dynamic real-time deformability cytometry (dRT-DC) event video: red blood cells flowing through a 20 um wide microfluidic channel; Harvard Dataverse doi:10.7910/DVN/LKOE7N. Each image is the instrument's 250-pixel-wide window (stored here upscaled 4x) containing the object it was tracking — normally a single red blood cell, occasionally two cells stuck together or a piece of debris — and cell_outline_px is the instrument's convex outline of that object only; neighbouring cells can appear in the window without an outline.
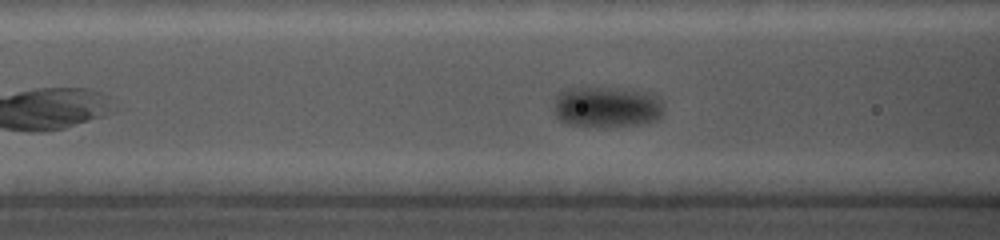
{"species": "common noctule bat (a hibernating species)", "species_latin": "Nyctalus noctula", "temperature_condition": "cold", "stored_images_in_passage": 32, "camera_frame_rate_fps": 5000, "um_per_image_px": 0.085, "animal": {"sex": "female", "body_mass_g": 19.0, "forearm_length_mm": 56.7}, "frame": {"image": 1, "passage_image": 8, "time_ms": 4.4, "image_size_px": [1000, 240], "cell_outline_px": [[664, 112], [656, 120], [640, 124], [604, 128], [564, 124], [556, 116], [556, 96], [564, 88], [584, 84], [628, 88], [648, 92], [656, 96]], "centroid_in_image_um": [51.53, 9.05], "position_along_channel_um": 115.1, "area_um2": 27.4}}
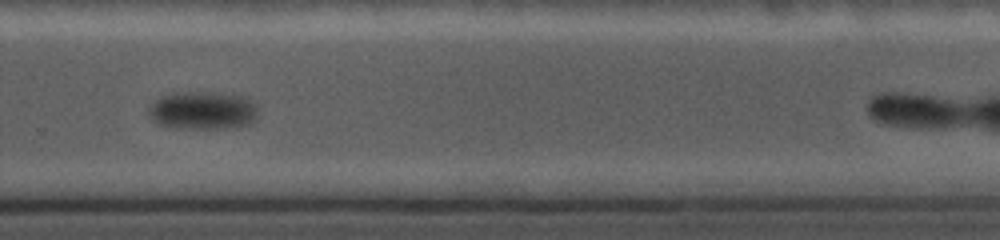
{"frame": {"image": 2, "passage_image": 23, "time_ms": 10.6, "image_size_px": [1000, 240], "cell_outline_px": [[256, 120], [248, 124], [220, 128], [184, 128], [160, 124], [148, 112], [148, 108], [156, 100], [164, 96], [176, 92], [212, 92], [240, 96], [256, 104]], "centroid_in_image_um": [17.25, 9.38], "position_along_channel_um": 312.5, "area_um2": 23.58}}
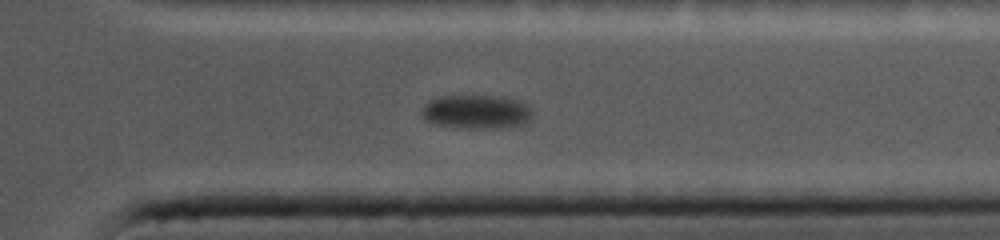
{"frame": {"image": 3, "passage_image": 27, "time_ms": 12.4, "image_size_px": [1000, 240], "cell_outline_px": [[532, 116], [524, 124], [496, 128], [464, 128], [432, 124], [424, 120], [420, 112], [424, 104], [428, 100], [440, 96], [504, 96], [520, 100], [528, 104], [532, 112]], "centroid_in_image_um": [40.47, 9.49], "position_along_channel_um": 370.9, "area_um2": 22.25}}